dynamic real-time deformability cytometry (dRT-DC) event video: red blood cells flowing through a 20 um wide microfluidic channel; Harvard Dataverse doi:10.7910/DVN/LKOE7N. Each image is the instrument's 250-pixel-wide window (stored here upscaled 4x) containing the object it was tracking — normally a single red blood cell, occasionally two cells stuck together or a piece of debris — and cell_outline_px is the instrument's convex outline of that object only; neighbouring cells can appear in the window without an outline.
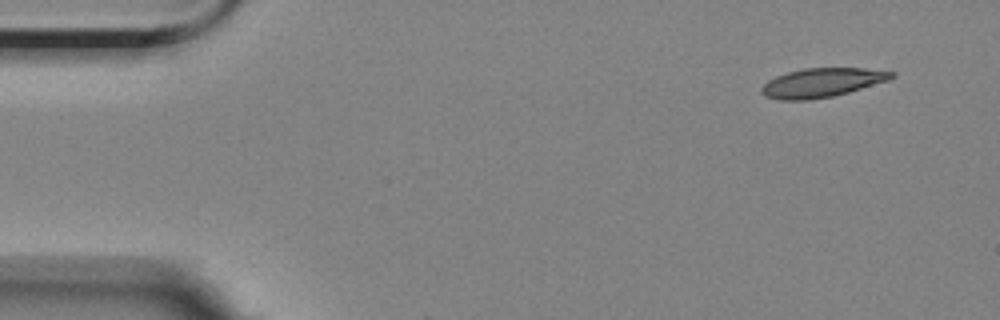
{"species": "Egyptian fruit bat (a non-hibernating species)", "species_latin": "Rousettus aegyptiacus", "temperature_condition": "room temperature", "stored_images_in_passage": 3, "camera_frame_rate_fps": 3000, "um_per_image_px": 0.085, "animal": {"sex": "female"}, "frame": {"image": 1, "passage_image": 1, "time_ms": 0.0, "image_size_px": [1000, 320], "cell_outline_px": [[896, 76], [888, 80], [848, 92], [832, 96], [808, 100], [780, 100], [764, 96], [760, 92], [760, 88], [768, 80], [776, 76], [788, 72], [804, 68], [864, 68], [896, 72]], "centroid_in_image_um": [69.84, 7.02], "position_along_channel_um": 15.2, "area_um2": 21.96}}